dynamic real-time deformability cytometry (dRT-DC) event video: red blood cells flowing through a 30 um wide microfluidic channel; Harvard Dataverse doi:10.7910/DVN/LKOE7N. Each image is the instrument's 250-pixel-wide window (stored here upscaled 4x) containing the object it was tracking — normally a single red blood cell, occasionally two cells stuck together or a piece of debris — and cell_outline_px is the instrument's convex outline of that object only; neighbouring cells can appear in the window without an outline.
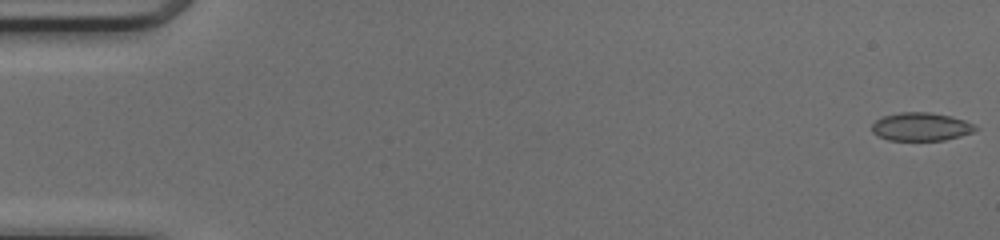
{"species": "common noctule bat (a hibernating species)", "species_latin": "Nyctalus noctula", "temperature_condition": "cold", "stored_images_in_passage": 50, "camera_frame_rate_fps": 3000, "um_per_image_px": 0.085, "animal": {"sex": "female", "body_mass_g": 17.0, "forearm_length_mm": 48.0}, "frame": {"image": 1, "passage_image": 1, "time_ms": 0.0, "image_size_px": [1000, 240], "cell_outline_px": [[980, 128], [972, 132], [960, 136], [944, 140], [888, 140], [876, 136], [872, 132], [872, 124], [876, 120], [884, 116], [900, 112], [932, 112], [952, 116], [964, 120]], "centroid_in_image_um": [78.27, 10.77], "position_along_channel_um": 6.7, "area_um2": 17.11}}
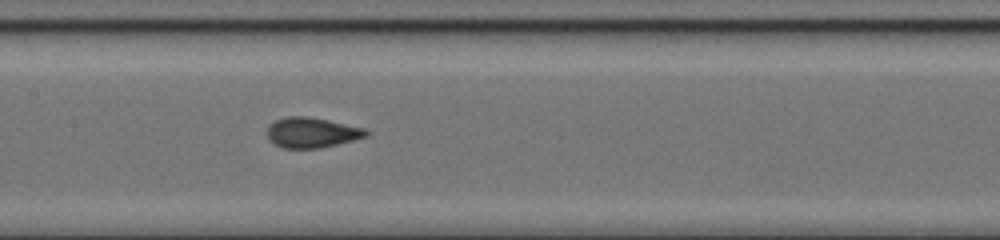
{"frame": {"image": 2, "passage_image": 25, "time_ms": 8.0, "image_size_px": [1000, 240], "cell_outline_px": [[372, 132], [368, 136], [320, 148], [284, 148], [268, 140], [268, 128], [276, 120], [288, 116], [304, 116], [328, 120], [364, 128]], "centroid_in_image_um": [26.53, 11.27], "position_along_channel_um": 180.9, "area_um2": 17.22}}
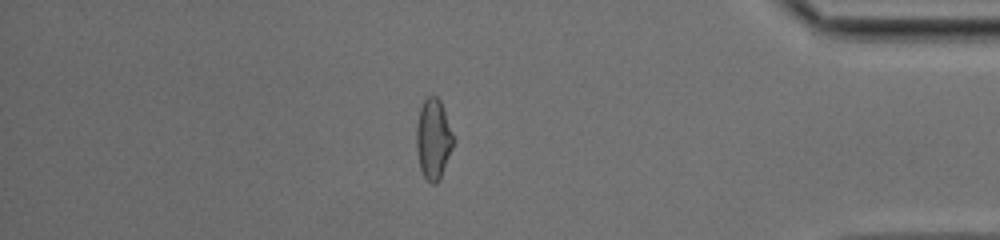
{"frame": {"image": 3, "passage_image": 43, "time_ms": 14.0, "image_size_px": [1000, 240], "cell_outline_px": [[456, 140], [440, 176], [436, 184], [432, 184], [424, 176], [420, 168], [416, 148], [416, 124], [420, 108], [424, 100], [428, 96], [436, 96], [440, 100]], "centroid_in_image_um": [36.83, 11.79], "position_along_channel_um": 398.4, "area_um2": 17.28}, "authors_computed_cell_mechanics": {"area_um2": 17.2822, "velocity_mm_per_s": 4.2069, "shape_relaxation_time_tau1_ms": null, "shape_relaxation_time_tau2_ms": 0.8161, "deformation_change_tau1": null, "deformation_change_tau2": 0.0484}}